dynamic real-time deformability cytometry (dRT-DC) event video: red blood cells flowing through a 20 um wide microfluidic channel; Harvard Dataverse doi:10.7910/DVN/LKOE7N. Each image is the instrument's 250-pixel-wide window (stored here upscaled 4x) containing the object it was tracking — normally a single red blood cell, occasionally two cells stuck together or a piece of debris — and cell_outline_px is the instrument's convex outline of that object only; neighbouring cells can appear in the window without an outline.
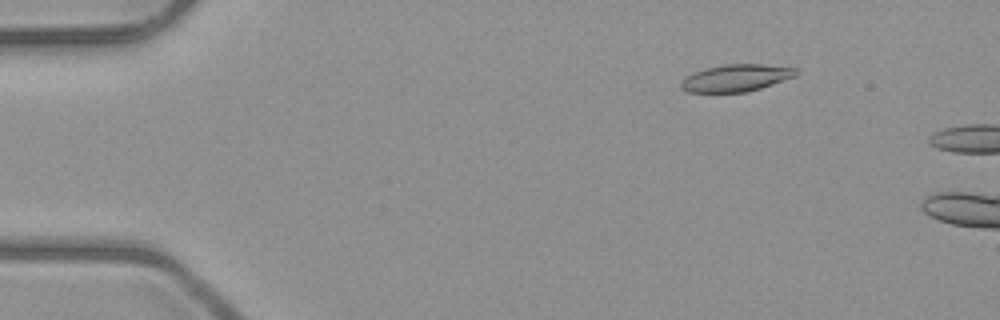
{"species": "common noctule bat (a hibernating species)", "species_latin": "Nyctalus noctula", "temperature_condition": "room temperature", "stored_images_in_passage": 4, "camera_frame_rate_fps": 3000, "um_per_image_px": 0.085, "animal": {"sex": "male", "body_mass_g": 23.1, "forearm_length_mm": 52.7}, "frame": {"image": 1, "passage_image": 3, "time_ms": 2.333, "image_size_px": [1000, 320], "cell_outline_px": [[800, 72], [796, 76], [748, 92], [688, 92], [680, 88], [680, 80], [684, 76], [692, 72], [704, 68], [724, 64], [764, 64], [796, 68]], "centroid_in_image_um": [62.53, 6.62], "position_along_channel_um": 22.5, "area_um2": 18.44}}